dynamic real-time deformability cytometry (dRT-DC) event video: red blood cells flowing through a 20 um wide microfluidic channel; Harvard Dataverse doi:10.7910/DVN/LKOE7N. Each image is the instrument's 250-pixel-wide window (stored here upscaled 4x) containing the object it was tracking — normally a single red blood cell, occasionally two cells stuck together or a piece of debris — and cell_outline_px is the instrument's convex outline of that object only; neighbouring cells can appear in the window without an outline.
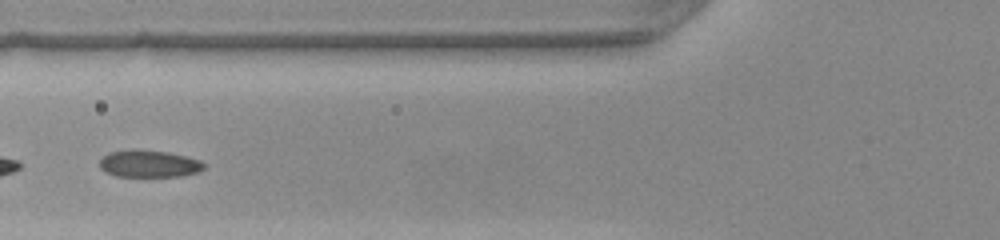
{"species": "common noctule bat (a hibernating species)", "species_latin": "Nyctalus noctula", "temperature_condition": "warm", "stored_images_in_passage": 24, "segment_of_instrument_passage": [2, 2], "camera_frame_rate_fps": 3000, "um_per_image_px": 0.085, "animal": {"sex": "female", "body_mass_g": 22.0, "forearm_length_mm": 56.7}, "frame": {"image": 1, "passage_image": 13, "time_ms": 4.0, "image_size_px": [1000, 240], "cell_outline_px": [[204, 168], [196, 172], [180, 176], [116, 176], [104, 172], [100, 168], [100, 160], [108, 152], [132, 148], [168, 152], [200, 160], [204, 164]], "centroid_in_image_um": [12.61, 13.9], "position_along_channel_um": 113.2, "area_um2": 16.53}}